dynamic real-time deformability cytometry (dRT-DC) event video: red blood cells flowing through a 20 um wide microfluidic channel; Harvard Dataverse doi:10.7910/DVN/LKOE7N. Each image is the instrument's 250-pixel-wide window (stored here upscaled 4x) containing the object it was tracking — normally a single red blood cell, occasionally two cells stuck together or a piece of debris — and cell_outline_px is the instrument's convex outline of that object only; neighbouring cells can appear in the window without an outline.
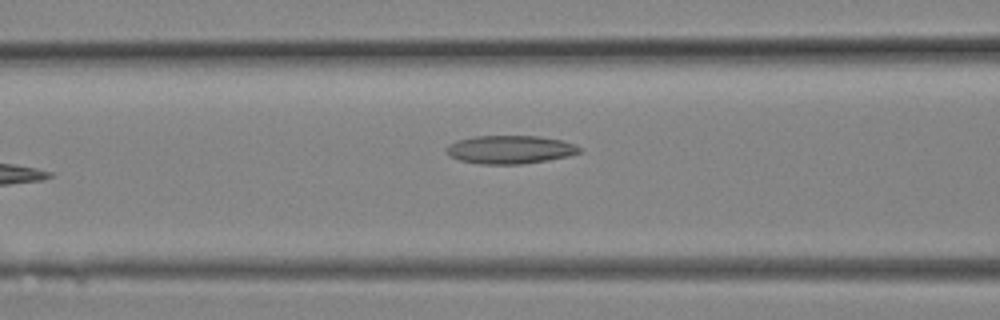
{"species": "Egyptian fruit bat (a non-hibernating species)", "species_latin": "Rousettus aegyptiacus", "temperature_condition": "room temperature", "stored_images_in_passage": 9, "camera_frame_rate_fps": 3000, "um_per_image_px": 0.085, "animal": {"sex": "female"}, "frame": {"image": 1, "passage_image": 9, "time_ms": 2.667, "image_size_px": [1000, 320], "cell_outline_px": [[584, 152], [568, 156], [548, 160], [520, 164], [480, 164], [460, 160], [448, 156], [444, 148], [448, 144], [456, 140], [476, 136], [536, 136], [560, 140], [584, 148]], "centroid_in_image_um": [43.33, 12.71], "position_along_channel_um": 123.3, "area_um2": 22.08}}